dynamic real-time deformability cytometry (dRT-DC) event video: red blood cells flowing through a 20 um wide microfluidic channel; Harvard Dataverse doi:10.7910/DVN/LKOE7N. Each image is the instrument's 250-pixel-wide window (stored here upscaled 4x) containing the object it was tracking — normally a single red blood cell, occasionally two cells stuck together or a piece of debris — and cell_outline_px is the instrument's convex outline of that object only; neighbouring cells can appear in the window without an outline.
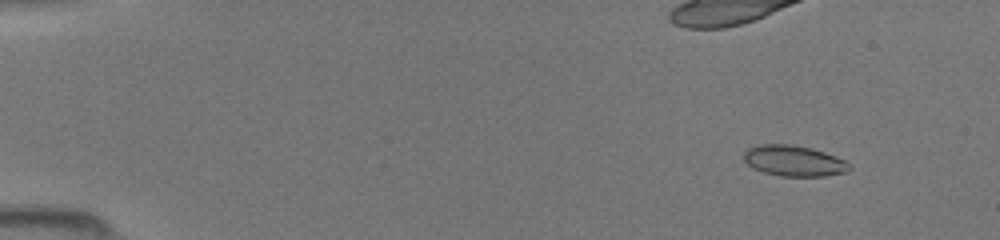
{"species": "common noctule bat (a hibernating species)", "species_latin": "Nyctalus noctula", "temperature_condition": "room temperature", "stored_images_in_passage": 20, "camera_frame_rate_fps": 3000, "um_per_image_px": 0.085, "animal": {"sex": "female", "body_mass_g": 19.5, "forearm_length_mm": 54.1}, "frame": {"image": 1, "passage_image": 6, "time_ms": 1.667, "image_size_px": [1000, 240], "cell_outline_px": [[852, 168], [848, 172], [824, 176], [780, 176], [764, 172], [752, 168], [744, 160], [744, 152], [748, 148], [760, 144], [792, 144], [812, 148], [836, 156], [844, 160]], "centroid_in_image_um": [67.49, 13.67], "position_along_channel_um": 17.5, "area_um2": 19.02}}